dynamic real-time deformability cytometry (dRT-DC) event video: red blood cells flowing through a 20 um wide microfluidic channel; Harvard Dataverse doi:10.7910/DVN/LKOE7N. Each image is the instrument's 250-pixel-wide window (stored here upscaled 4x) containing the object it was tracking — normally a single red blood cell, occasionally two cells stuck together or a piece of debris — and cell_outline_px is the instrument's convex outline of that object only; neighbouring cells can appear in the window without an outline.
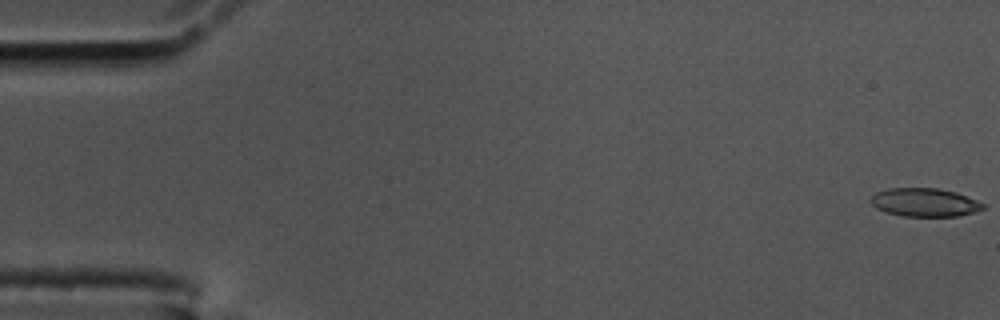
{"species": "common noctule bat (a hibernating species)", "species_latin": "Nyctalus noctula", "temperature_condition": "cold", "stored_images_in_passage": 10, "camera_frame_rate_fps": 3000, "um_per_image_px": 0.085, "animal": {"sex": "male", "body_mass_g": 17.5, "forearm_length_mm": 52.3}, "frame": {"image": 1, "passage_image": 1, "time_ms": 0.0, "image_size_px": [1000, 320], "cell_outline_px": [[984, 208], [976, 212], [960, 216], [900, 216], [884, 212], [876, 208], [868, 200], [876, 192], [888, 188], [936, 188], [956, 192], [976, 200], [984, 204]], "centroid_in_image_um": [78.56, 17.21], "position_along_channel_um": 6.4, "area_um2": 18.73}}